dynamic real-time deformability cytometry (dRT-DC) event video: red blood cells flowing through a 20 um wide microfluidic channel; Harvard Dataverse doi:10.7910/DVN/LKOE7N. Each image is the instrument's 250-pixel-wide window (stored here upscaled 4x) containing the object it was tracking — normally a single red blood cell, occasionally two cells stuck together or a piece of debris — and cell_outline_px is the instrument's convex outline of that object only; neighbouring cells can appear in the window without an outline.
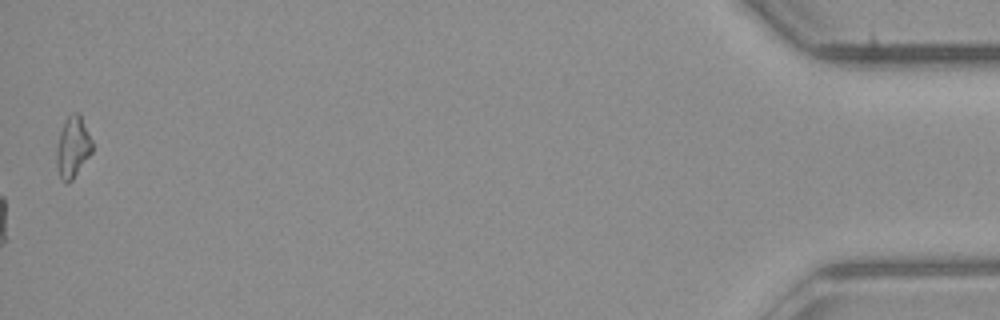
{"species": "common noctule bat (a hibernating species)", "species_latin": "Nyctalus noctula", "temperature_condition": "room temperature", "stored_images_in_passage": 38, "camera_frame_rate_fps": 3000, "um_per_image_px": 0.085, "animal": {"sex": "male", "body_mass_g": 23.1, "forearm_length_mm": 52.7}, "frame": {"image": 1, "passage_image": 38, "time_ms": 12.333, "image_size_px": [1000, 320], "cell_outline_px": [[92, 152], [72, 180], [68, 184], [64, 184], [60, 180], [56, 164], [56, 148], [60, 132], [68, 116], [72, 112], [80, 112], [92, 140]], "centroid_in_image_um": [6.18, 12.53], "position_along_channel_um": 429.0, "area_um2": 12.89}}